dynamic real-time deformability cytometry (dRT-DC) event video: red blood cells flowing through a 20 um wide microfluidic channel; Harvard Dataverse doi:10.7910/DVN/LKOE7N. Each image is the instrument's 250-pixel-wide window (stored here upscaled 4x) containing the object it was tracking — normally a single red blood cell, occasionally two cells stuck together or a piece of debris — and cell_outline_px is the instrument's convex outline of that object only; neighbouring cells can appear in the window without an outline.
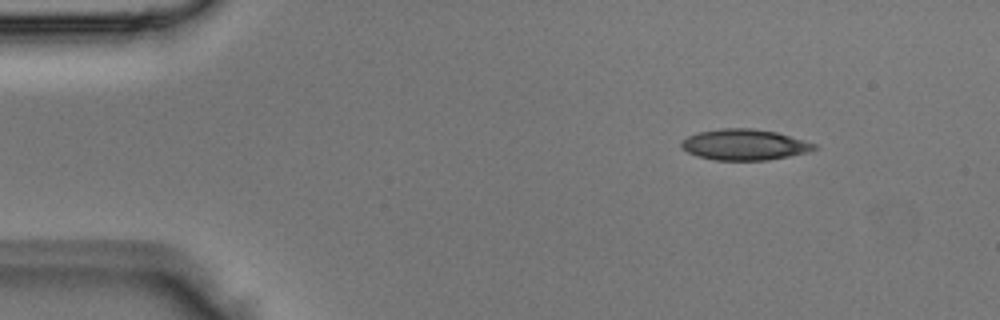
{"species": "Egyptian fruit bat (a non-hibernating species)", "species_latin": "Rousettus aegyptiacus", "temperature_condition": "room temperature", "stored_images_in_passage": 2, "camera_frame_rate_fps": 3000, "um_per_image_px": 0.085, "animal": {"sex": "male"}, "frame": {"image": 1, "passage_image": 1, "time_ms": 0.0, "image_size_px": [1000, 320], "cell_outline_px": [[820, 148], [812, 152], [768, 160], [712, 160], [696, 156], [680, 148], [680, 144], [688, 136], [700, 132], [720, 128], [752, 128], [776, 132], [804, 140], [816, 144]], "centroid_in_image_um": [63.31, 12.31], "position_along_channel_um": 21.7, "area_um2": 24.16}}